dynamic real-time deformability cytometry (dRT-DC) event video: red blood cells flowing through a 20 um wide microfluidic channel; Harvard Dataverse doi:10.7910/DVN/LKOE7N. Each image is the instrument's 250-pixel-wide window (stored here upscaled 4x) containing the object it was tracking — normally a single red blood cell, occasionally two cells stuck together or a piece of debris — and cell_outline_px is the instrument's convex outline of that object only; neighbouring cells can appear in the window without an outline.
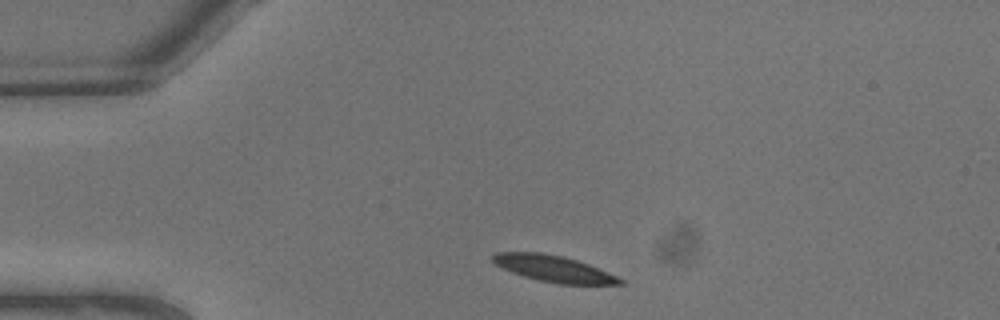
{"species": "common noctule bat (a hibernating species)", "species_latin": "Nyctalus noctula", "temperature_condition": "warm", "stored_images_in_passage": 4, "camera_frame_rate_fps": 3000, "um_per_image_px": 0.085, "animal": {"sex": "male", "body_mass_g": 13.3}, "frame": {"image": 1, "passage_image": 1, "time_ms": 0.0, "image_size_px": [1000, 320], "cell_outline_px": [[624, 284], [560, 284], [540, 280], [524, 276], [512, 272], [496, 264], [492, 260], [492, 256], [496, 252], [540, 252], [560, 256], [576, 260], [588, 264], [608, 272], [624, 280]], "centroid_in_image_um": [47.07, 22.83], "position_along_channel_um": 37.9, "area_um2": 19.19}}
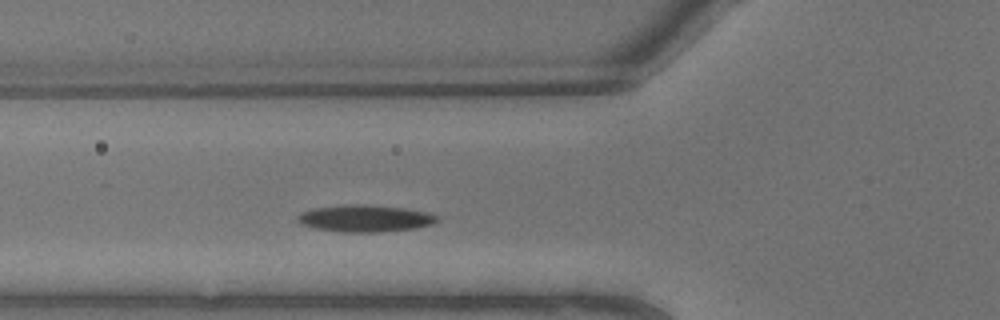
{"frame": {"image": 2, "passage_image": 4, "time_ms": 1.0, "image_size_px": [1000, 320], "cell_outline_px": [[436, 220], [432, 224], [412, 228], [380, 232], [344, 232], [316, 228], [300, 224], [296, 216], [300, 212], [312, 208], [360, 204], [400, 208], [424, 212], [436, 216]], "centroid_in_image_um": [30.93, 18.57], "position_along_channel_um": 94.9, "area_um2": 21.27}}